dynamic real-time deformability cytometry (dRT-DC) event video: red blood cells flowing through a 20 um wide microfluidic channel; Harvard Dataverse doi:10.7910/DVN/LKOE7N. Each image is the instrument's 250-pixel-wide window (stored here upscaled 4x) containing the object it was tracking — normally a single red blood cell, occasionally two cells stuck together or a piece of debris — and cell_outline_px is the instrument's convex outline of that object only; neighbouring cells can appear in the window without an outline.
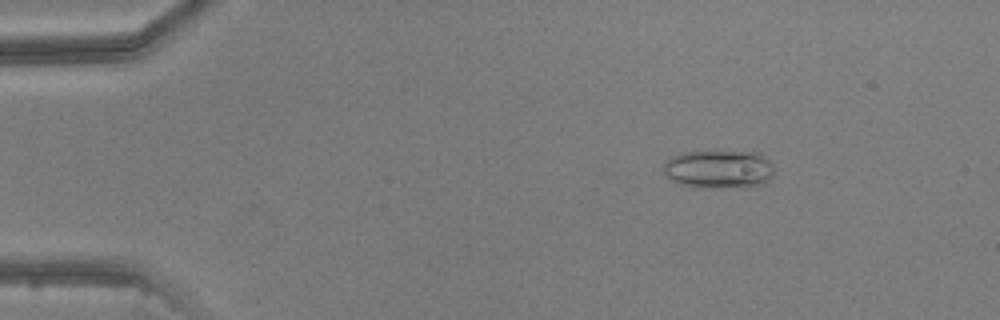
{"species": "common noctule bat (a hibernating species)", "species_latin": "Nyctalus noctula", "temperature_condition": "warm", "stored_images_in_passage": 45, "camera_frame_rate_fps": 3000, "um_per_image_px": 0.085, "animal": {"sex": "male", "body_mass_g": 20.5, "forearm_length_mm": 52.5}, "frame": {"image": 1, "passage_image": 5, "time_ms": 1.333, "image_size_px": [1000, 320], "cell_outline_px": [[772, 176], [768, 180], [752, 188], [720, 188], [680, 184], [672, 180], [664, 172], [664, 164], [672, 156], [680, 152], [760, 152], [772, 164]], "centroid_in_image_um": [61.14, 14.39], "position_along_channel_um": 23.9, "area_um2": 24.62}}
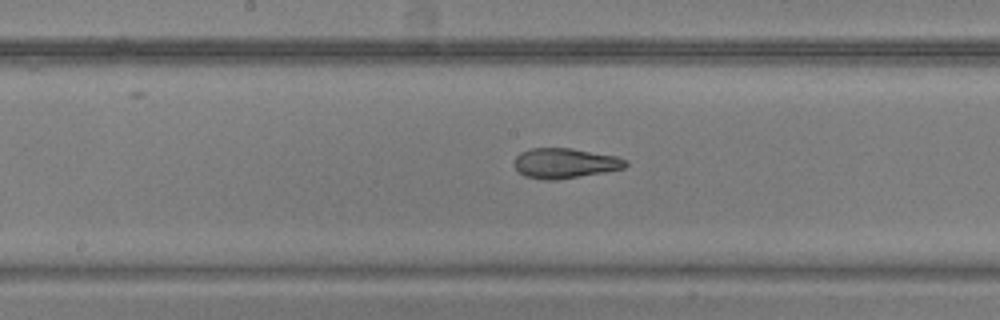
{"frame": {"image": 2, "passage_image": 23, "time_ms": 7.333, "image_size_px": [1000, 320], "cell_outline_px": [[628, 164], [624, 168], [604, 172], [556, 180], [544, 180], [524, 176], [512, 164], [516, 156], [520, 152], [532, 148], [572, 148], [616, 156], [628, 160]], "centroid_in_image_um": [48.0, 13.87], "position_along_channel_um": 200.2, "area_um2": 19.59}}
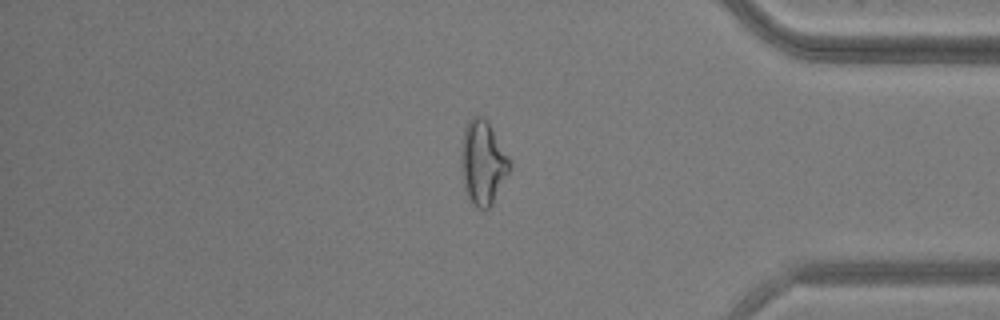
{"frame": {"image": 3, "passage_image": 38, "time_ms": 12.333, "image_size_px": [1000, 320], "cell_outline_px": [[512, 164], [492, 204], [488, 208], [476, 208], [472, 204], [464, 188], [460, 172], [460, 152], [464, 128], [468, 120], [472, 116], [480, 116], [488, 124], [512, 160]], "centroid_in_image_um": [41.01, 13.84], "position_along_channel_um": 394.2, "area_um2": 23.76}}